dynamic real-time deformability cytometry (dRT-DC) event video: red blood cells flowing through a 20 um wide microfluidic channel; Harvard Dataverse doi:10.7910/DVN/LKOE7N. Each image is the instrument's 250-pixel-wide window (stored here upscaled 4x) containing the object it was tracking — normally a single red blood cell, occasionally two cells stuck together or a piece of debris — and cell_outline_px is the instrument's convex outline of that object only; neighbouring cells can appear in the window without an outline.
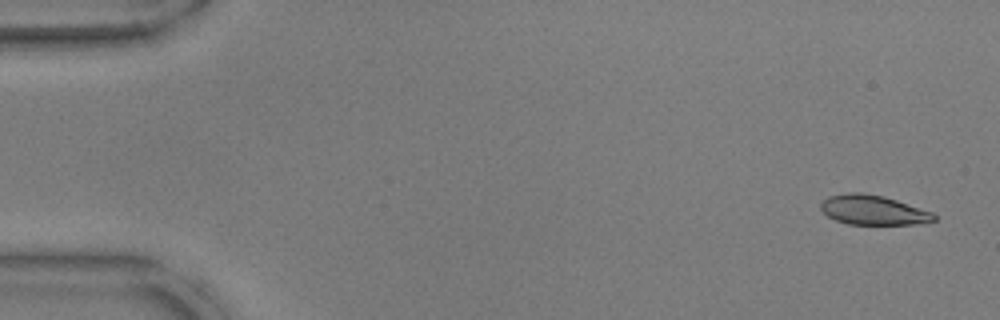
{"species": "common noctule bat (a hibernating species)", "species_latin": "Nyctalus noctula", "temperature_condition": "warm", "stored_images_in_passage": 55, "camera_frame_rate_fps": 3000, "um_per_image_px": 0.085, "animal": {"sex": "male", "body_mass_g": 17.9, "forearm_length_mm": 54.2}, "frame": {"image": 1, "passage_image": 3, "time_ms": 0.667, "image_size_px": [1000, 320], "cell_outline_px": [[936, 220], [912, 224], [848, 224], [836, 220], [828, 216], [820, 208], [820, 204], [828, 196], [848, 192], [860, 192], [884, 196], [932, 212], [936, 216]], "centroid_in_image_um": [74.19, 17.84], "position_along_channel_um": 10.8, "area_um2": 19.36}}
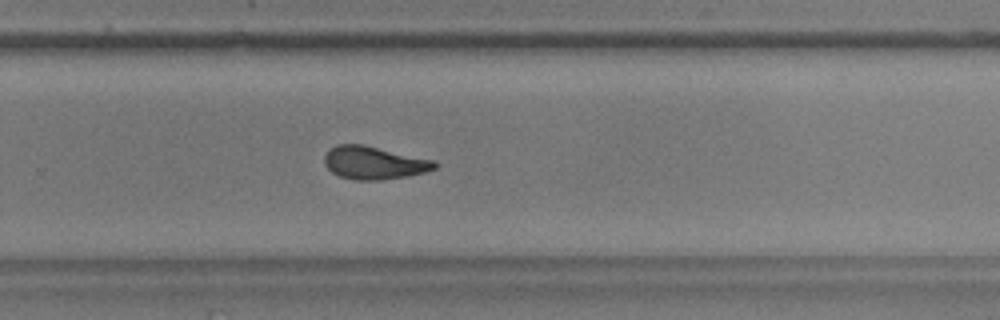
{"frame": {"image": 2, "passage_image": 36, "time_ms": 11.667, "image_size_px": [1000, 320], "cell_outline_px": [[436, 168], [424, 172], [408, 176], [380, 180], [352, 180], [340, 176], [332, 172], [324, 164], [324, 156], [336, 144], [364, 144], [436, 160]], "centroid_in_image_um": [31.8, 13.83], "position_along_channel_um": 298.0, "area_um2": 21.27}}
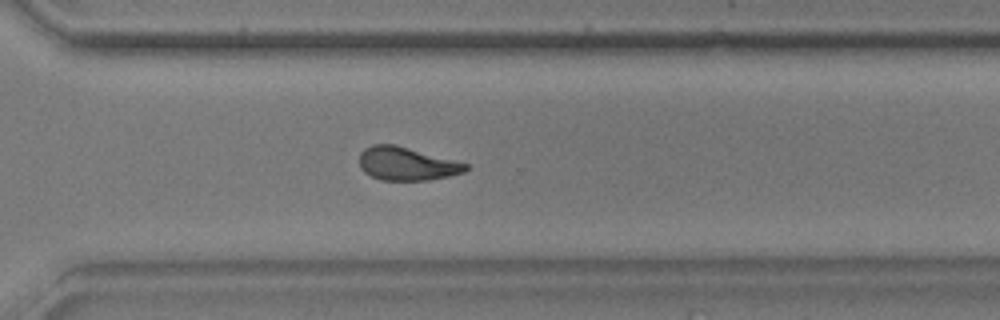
{"frame": {"image": 3, "passage_image": 39, "time_ms": 12.667, "image_size_px": [1000, 320], "cell_outline_px": [[468, 168], [464, 172], [448, 176], [424, 180], [380, 180], [364, 172], [360, 168], [360, 152], [364, 148], [372, 144], [396, 144], [468, 164]], "centroid_in_image_um": [34.53, 13.91], "position_along_channel_um": 336.1, "area_um2": 20.52}, "authors_computed_cell_mechanics": {"area_um2": 21.0392, "velocity_mm_per_s": 3.7966, "shape_relaxation_time_tau1_ms": 8.4008, "shape_relaxation_time_tau2_ms": 2.1074, "deformation_change_tau1": 0.2152, "deformation_change_tau2": 0.0878}}